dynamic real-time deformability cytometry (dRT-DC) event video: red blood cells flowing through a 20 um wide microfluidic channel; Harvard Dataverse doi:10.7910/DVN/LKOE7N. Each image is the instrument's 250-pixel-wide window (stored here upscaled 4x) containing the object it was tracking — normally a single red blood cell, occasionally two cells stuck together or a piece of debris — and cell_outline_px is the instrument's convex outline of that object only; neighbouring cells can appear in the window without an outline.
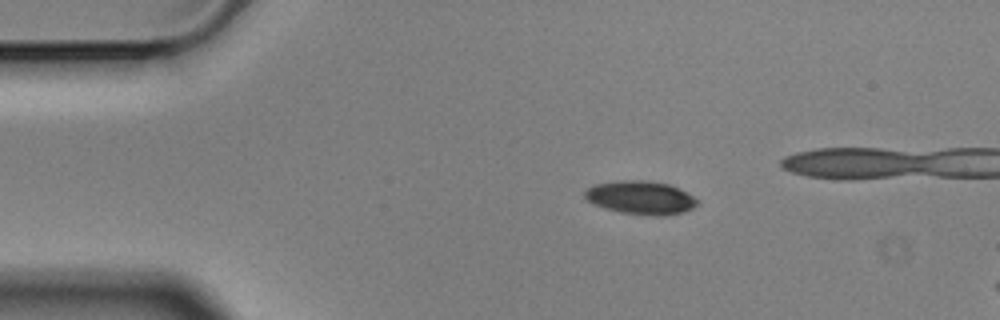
{"species": "Egyptian fruit bat (a non-hibernating species)", "species_latin": "Rousettus aegyptiacus", "temperature_condition": "cold", "stored_images_in_passage": 18, "camera_frame_rate_fps": 3000, "um_per_image_px": 0.085, "animal": {"sex": "male"}, "frame": {"image": 1, "passage_image": 11, "time_ms": 3.333, "image_size_px": [1000, 320], "cell_outline_px": [[696, 204], [692, 208], [684, 212], [668, 216], [652, 216], [620, 212], [604, 208], [592, 204], [584, 196], [584, 192], [588, 188], [596, 184], [620, 180], [648, 180], [668, 184], [692, 196], [696, 200]], "centroid_in_image_um": [54.42, 16.81], "position_along_channel_um": 30.6, "area_um2": 21.79}}